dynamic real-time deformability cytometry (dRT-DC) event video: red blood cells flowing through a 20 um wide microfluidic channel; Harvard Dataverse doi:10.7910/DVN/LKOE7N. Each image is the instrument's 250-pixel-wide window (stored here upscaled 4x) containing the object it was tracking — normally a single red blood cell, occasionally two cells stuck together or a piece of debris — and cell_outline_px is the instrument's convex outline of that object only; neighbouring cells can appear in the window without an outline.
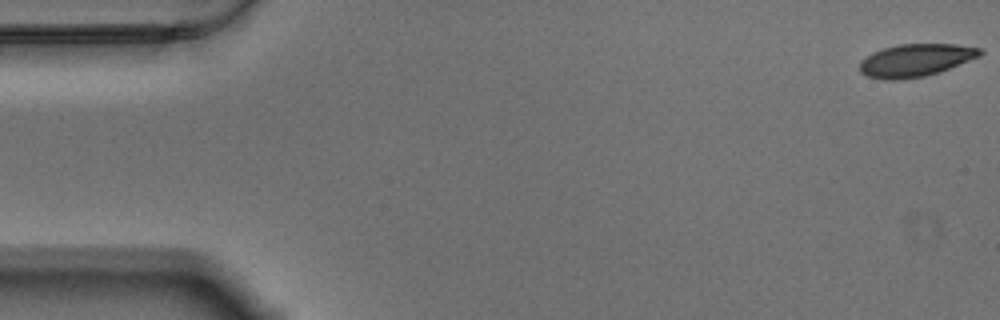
{"species": "Egyptian fruit bat (a non-hibernating species)", "species_latin": "Rousettus aegyptiacus", "temperature_condition": "warm", "stored_images_in_passage": 58, "camera_frame_rate_fps": 3000, "um_per_image_px": 0.085, "animal": {"sex": "male"}, "frame": {"image": 1, "passage_image": 1, "time_ms": 0.0, "image_size_px": [1000, 320], "cell_outline_px": [[984, 52], [980, 56], [948, 68], [924, 76], [896, 80], [884, 80], [868, 76], [860, 72], [860, 60], [872, 52], [884, 48], [900, 44], [956, 44], [980, 48]], "centroid_in_image_um": [77.8, 5.11], "position_along_channel_um": 7.2, "area_um2": 22.66}}
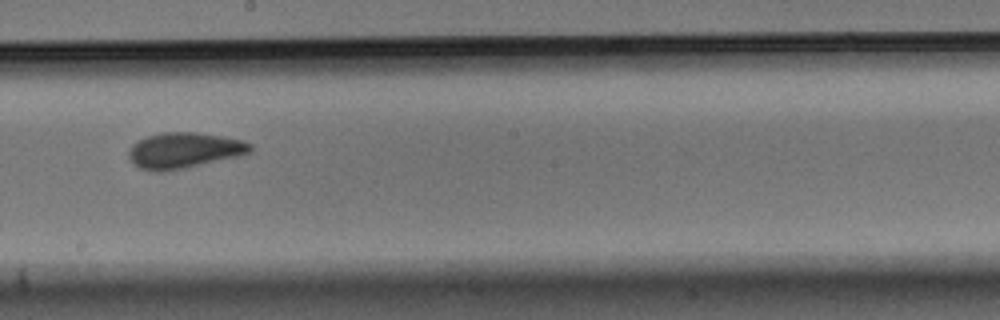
{"frame": {"image": 2, "passage_image": 32, "time_ms": 10.333, "image_size_px": [1000, 320], "cell_outline_px": [[252, 152], [236, 156], [184, 168], [160, 172], [152, 172], [140, 168], [128, 156], [128, 148], [132, 144], [148, 136], [164, 132], [196, 132], [244, 140], [252, 144]], "centroid_in_image_um": [15.64, 12.78], "position_along_channel_um": 232.6, "area_um2": 25.09}}
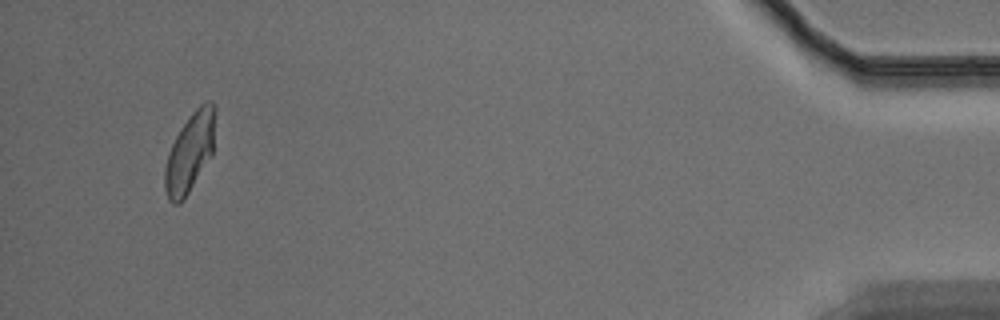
{"frame": {"image": 3, "passage_image": 55, "time_ms": 18.0, "image_size_px": [1000, 320], "cell_outline_px": [[216, 112], [212, 156], [184, 200], [180, 204], [172, 204], [168, 200], [164, 188], [164, 168], [168, 152], [180, 128], [192, 112], [200, 104], [208, 100], [212, 100], [216, 104]], "centroid_in_image_um": [16.15, 12.95], "position_along_channel_um": 419.1, "area_um2": 23.81}, "authors_computed_cell_mechanics": {"area_um2": 23.987, "velocity_mm_per_s": 3.4596, "shape_relaxation_time_tau1_ms": 6.523, "shape_relaxation_time_tau2_ms": 1.9693, "deformation_change_tau1": 0.1788, "deformation_change_tau2": 0.0691}}